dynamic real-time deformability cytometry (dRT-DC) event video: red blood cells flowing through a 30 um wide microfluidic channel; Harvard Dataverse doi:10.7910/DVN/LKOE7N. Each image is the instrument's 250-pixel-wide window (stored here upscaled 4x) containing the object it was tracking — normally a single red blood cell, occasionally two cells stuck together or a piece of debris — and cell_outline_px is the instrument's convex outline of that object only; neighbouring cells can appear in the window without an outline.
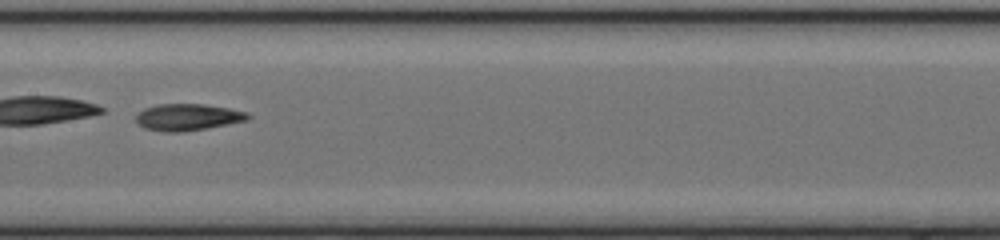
{"species": "common noctule bat (a hibernating species)", "species_latin": "Nyctalus noctula", "temperature_condition": "cold", "stored_images_in_passage": 34, "camera_frame_rate_fps": 3000, "um_per_image_px": 0.085, "animal": {"sex": "female", "body_mass_g": 17.0, "forearm_length_mm": 48.0}, "frame": {"image": 1, "passage_image": 10, "time_ms": 3.0, "image_size_px": [1000, 240], "cell_outline_px": [[252, 116], [248, 120], [208, 128], [184, 132], [164, 132], [144, 128], [136, 120], [136, 116], [144, 108], [156, 104], [204, 104], [228, 108], [248, 112]], "centroid_in_image_um": [15.98, 9.96], "position_along_channel_um": 191.4, "area_um2": 17.51}, "authors_computed_cell_mechanics": {"area_um2": 17.3978, "velocity_mm_per_s": 4.024, "shape_relaxation_time_tau1_ms": 9.2068, "shape_relaxation_time_tau2_ms": 3.3046, "deformation_change_tau1": 0.2137, "deformation_change_tau2": 0.1044}}